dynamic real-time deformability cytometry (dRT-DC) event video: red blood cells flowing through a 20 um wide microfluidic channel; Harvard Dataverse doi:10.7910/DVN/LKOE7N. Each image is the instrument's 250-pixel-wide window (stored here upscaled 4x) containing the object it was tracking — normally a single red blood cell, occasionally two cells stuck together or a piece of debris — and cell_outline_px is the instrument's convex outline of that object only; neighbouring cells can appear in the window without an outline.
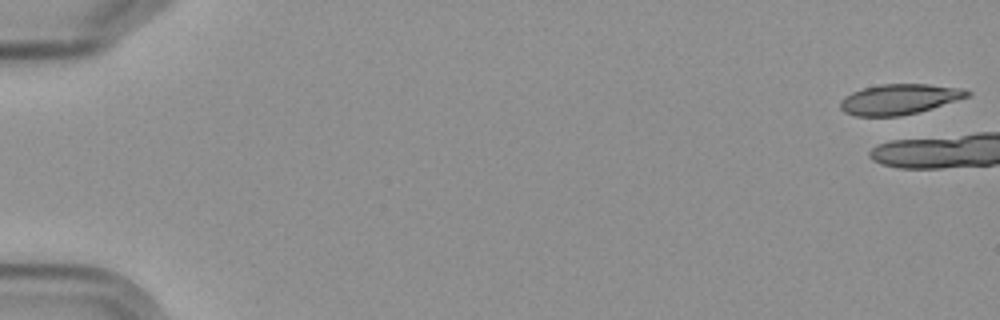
{"species": "Egyptian fruit bat (a non-hibernating species)", "species_latin": "Rousettus aegyptiacus", "temperature_condition": "cold", "stored_images_in_passage": 2, "camera_frame_rate_fps": 3000, "um_per_image_px": 0.085, "frame": {"image": 1, "passage_image": 1, "time_ms": 0.0, "image_size_px": [1000, 320], "cell_outline_px": [[972, 92], [968, 96], [932, 108], [900, 116], [856, 116], [844, 112], [840, 108], [840, 100], [844, 96], [852, 92], [864, 88], [880, 84], [928, 84], [960, 88]], "centroid_in_image_um": [76.39, 8.43], "position_along_channel_um": 8.6, "area_um2": 22.25}}